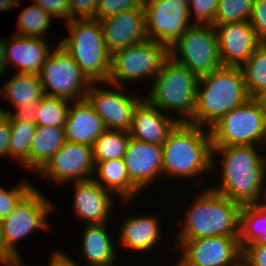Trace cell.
Returning a JSON list of instances; mask_svg holds the SVG:
<instances>
[{
	"label": "cell",
	"instance_id": "obj_24",
	"mask_svg": "<svg viewBox=\"0 0 266 266\" xmlns=\"http://www.w3.org/2000/svg\"><path fill=\"white\" fill-rule=\"evenodd\" d=\"M106 224H85L83 227L82 252L88 266H112L117 262V250Z\"/></svg>",
	"mask_w": 266,
	"mask_h": 266
},
{
	"label": "cell",
	"instance_id": "obj_52",
	"mask_svg": "<svg viewBox=\"0 0 266 266\" xmlns=\"http://www.w3.org/2000/svg\"><path fill=\"white\" fill-rule=\"evenodd\" d=\"M238 266H248L243 260L239 263Z\"/></svg>",
	"mask_w": 266,
	"mask_h": 266
},
{
	"label": "cell",
	"instance_id": "obj_29",
	"mask_svg": "<svg viewBox=\"0 0 266 266\" xmlns=\"http://www.w3.org/2000/svg\"><path fill=\"white\" fill-rule=\"evenodd\" d=\"M240 68L249 98L260 99L266 92V43H261Z\"/></svg>",
	"mask_w": 266,
	"mask_h": 266
},
{
	"label": "cell",
	"instance_id": "obj_28",
	"mask_svg": "<svg viewBox=\"0 0 266 266\" xmlns=\"http://www.w3.org/2000/svg\"><path fill=\"white\" fill-rule=\"evenodd\" d=\"M65 142L63 127L37 125L31 142V169L38 174Z\"/></svg>",
	"mask_w": 266,
	"mask_h": 266
},
{
	"label": "cell",
	"instance_id": "obj_25",
	"mask_svg": "<svg viewBox=\"0 0 266 266\" xmlns=\"http://www.w3.org/2000/svg\"><path fill=\"white\" fill-rule=\"evenodd\" d=\"M94 181L106 191L122 197L124 202L133 200L141 191L130 181L123 158L108 161H94ZM97 171V172H96ZM100 179V180H99Z\"/></svg>",
	"mask_w": 266,
	"mask_h": 266
},
{
	"label": "cell",
	"instance_id": "obj_22",
	"mask_svg": "<svg viewBox=\"0 0 266 266\" xmlns=\"http://www.w3.org/2000/svg\"><path fill=\"white\" fill-rule=\"evenodd\" d=\"M43 38L14 35L5 44L6 65L17 69L18 73L39 74L45 59L52 50Z\"/></svg>",
	"mask_w": 266,
	"mask_h": 266
},
{
	"label": "cell",
	"instance_id": "obj_45",
	"mask_svg": "<svg viewBox=\"0 0 266 266\" xmlns=\"http://www.w3.org/2000/svg\"><path fill=\"white\" fill-rule=\"evenodd\" d=\"M11 256H14V254L7 248V245L5 244L2 232V226L0 222V260L9 258Z\"/></svg>",
	"mask_w": 266,
	"mask_h": 266
},
{
	"label": "cell",
	"instance_id": "obj_2",
	"mask_svg": "<svg viewBox=\"0 0 266 266\" xmlns=\"http://www.w3.org/2000/svg\"><path fill=\"white\" fill-rule=\"evenodd\" d=\"M162 149V172L168 177L192 180L212 171V141L208 127L178 122Z\"/></svg>",
	"mask_w": 266,
	"mask_h": 266
},
{
	"label": "cell",
	"instance_id": "obj_49",
	"mask_svg": "<svg viewBox=\"0 0 266 266\" xmlns=\"http://www.w3.org/2000/svg\"><path fill=\"white\" fill-rule=\"evenodd\" d=\"M261 102L263 103L264 105V108L266 109V92L265 94L260 98Z\"/></svg>",
	"mask_w": 266,
	"mask_h": 266
},
{
	"label": "cell",
	"instance_id": "obj_33",
	"mask_svg": "<svg viewBox=\"0 0 266 266\" xmlns=\"http://www.w3.org/2000/svg\"><path fill=\"white\" fill-rule=\"evenodd\" d=\"M69 100L44 95L39 101L36 125L63 127L70 107Z\"/></svg>",
	"mask_w": 266,
	"mask_h": 266
},
{
	"label": "cell",
	"instance_id": "obj_9",
	"mask_svg": "<svg viewBox=\"0 0 266 266\" xmlns=\"http://www.w3.org/2000/svg\"><path fill=\"white\" fill-rule=\"evenodd\" d=\"M38 75L44 95L69 101L86 98L92 84L60 44H57L55 50L45 59Z\"/></svg>",
	"mask_w": 266,
	"mask_h": 266
},
{
	"label": "cell",
	"instance_id": "obj_46",
	"mask_svg": "<svg viewBox=\"0 0 266 266\" xmlns=\"http://www.w3.org/2000/svg\"><path fill=\"white\" fill-rule=\"evenodd\" d=\"M5 44L6 39H0V76L5 75L4 72L7 69L6 63H5V56H6V50H5Z\"/></svg>",
	"mask_w": 266,
	"mask_h": 266
},
{
	"label": "cell",
	"instance_id": "obj_47",
	"mask_svg": "<svg viewBox=\"0 0 266 266\" xmlns=\"http://www.w3.org/2000/svg\"><path fill=\"white\" fill-rule=\"evenodd\" d=\"M21 261L22 260L20 255H14L9 258L1 259L0 264H3L2 266H26Z\"/></svg>",
	"mask_w": 266,
	"mask_h": 266
},
{
	"label": "cell",
	"instance_id": "obj_11",
	"mask_svg": "<svg viewBox=\"0 0 266 266\" xmlns=\"http://www.w3.org/2000/svg\"><path fill=\"white\" fill-rule=\"evenodd\" d=\"M52 205L47 197L33 187L15 206L14 211L0 221L5 244L14 255H20L16 247L20 239L37 229L51 228L47 216L53 211Z\"/></svg>",
	"mask_w": 266,
	"mask_h": 266
},
{
	"label": "cell",
	"instance_id": "obj_43",
	"mask_svg": "<svg viewBox=\"0 0 266 266\" xmlns=\"http://www.w3.org/2000/svg\"><path fill=\"white\" fill-rule=\"evenodd\" d=\"M9 141H10V124L9 118L5 114L0 119V158L9 157Z\"/></svg>",
	"mask_w": 266,
	"mask_h": 266
},
{
	"label": "cell",
	"instance_id": "obj_3",
	"mask_svg": "<svg viewBox=\"0 0 266 266\" xmlns=\"http://www.w3.org/2000/svg\"><path fill=\"white\" fill-rule=\"evenodd\" d=\"M248 99L241 68L221 66L199 77L195 108L188 123L210 128Z\"/></svg>",
	"mask_w": 266,
	"mask_h": 266
},
{
	"label": "cell",
	"instance_id": "obj_4",
	"mask_svg": "<svg viewBox=\"0 0 266 266\" xmlns=\"http://www.w3.org/2000/svg\"><path fill=\"white\" fill-rule=\"evenodd\" d=\"M192 205L185 212L176 240L204 237H239V213L241 205L211 188L196 194ZM183 224V225H182Z\"/></svg>",
	"mask_w": 266,
	"mask_h": 266
},
{
	"label": "cell",
	"instance_id": "obj_14",
	"mask_svg": "<svg viewBox=\"0 0 266 266\" xmlns=\"http://www.w3.org/2000/svg\"><path fill=\"white\" fill-rule=\"evenodd\" d=\"M98 84V85H97ZM100 82H92L86 98L92 104L95 112L103 120L108 130H122L129 132L132 126L133 113L136 105L143 99L121 92L124 86L104 82L114 90L100 87ZM117 87V88H116ZM115 88L118 90H115ZM130 95V96H129Z\"/></svg>",
	"mask_w": 266,
	"mask_h": 266
},
{
	"label": "cell",
	"instance_id": "obj_12",
	"mask_svg": "<svg viewBox=\"0 0 266 266\" xmlns=\"http://www.w3.org/2000/svg\"><path fill=\"white\" fill-rule=\"evenodd\" d=\"M176 245L182 254L177 266H238L242 261L238 237L177 240Z\"/></svg>",
	"mask_w": 266,
	"mask_h": 266
},
{
	"label": "cell",
	"instance_id": "obj_15",
	"mask_svg": "<svg viewBox=\"0 0 266 266\" xmlns=\"http://www.w3.org/2000/svg\"><path fill=\"white\" fill-rule=\"evenodd\" d=\"M94 170L92 146L66 141L38 173L62 185L92 179Z\"/></svg>",
	"mask_w": 266,
	"mask_h": 266
},
{
	"label": "cell",
	"instance_id": "obj_18",
	"mask_svg": "<svg viewBox=\"0 0 266 266\" xmlns=\"http://www.w3.org/2000/svg\"><path fill=\"white\" fill-rule=\"evenodd\" d=\"M123 159L130 181L141 192L163 175L162 145L130 137Z\"/></svg>",
	"mask_w": 266,
	"mask_h": 266
},
{
	"label": "cell",
	"instance_id": "obj_16",
	"mask_svg": "<svg viewBox=\"0 0 266 266\" xmlns=\"http://www.w3.org/2000/svg\"><path fill=\"white\" fill-rule=\"evenodd\" d=\"M99 23L110 54L148 39L143 6L119 12Z\"/></svg>",
	"mask_w": 266,
	"mask_h": 266
},
{
	"label": "cell",
	"instance_id": "obj_21",
	"mask_svg": "<svg viewBox=\"0 0 266 266\" xmlns=\"http://www.w3.org/2000/svg\"><path fill=\"white\" fill-rule=\"evenodd\" d=\"M63 130L66 141L92 146L106 127L92 104L84 98L70 102Z\"/></svg>",
	"mask_w": 266,
	"mask_h": 266
},
{
	"label": "cell",
	"instance_id": "obj_39",
	"mask_svg": "<svg viewBox=\"0 0 266 266\" xmlns=\"http://www.w3.org/2000/svg\"><path fill=\"white\" fill-rule=\"evenodd\" d=\"M70 20L95 18L97 19L98 0H69Z\"/></svg>",
	"mask_w": 266,
	"mask_h": 266
},
{
	"label": "cell",
	"instance_id": "obj_7",
	"mask_svg": "<svg viewBox=\"0 0 266 266\" xmlns=\"http://www.w3.org/2000/svg\"><path fill=\"white\" fill-rule=\"evenodd\" d=\"M209 129L212 147L266 145V109L260 99L249 98Z\"/></svg>",
	"mask_w": 266,
	"mask_h": 266
},
{
	"label": "cell",
	"instance_id": "obj_6",
	"mask_svg": "<svg viewBox=\"0 0 266 266\" xmlns=\"http://www.w3.org/2000/svg\"><path fill=\"white\" fill-rule=\"evenodd\" d=\"M198 81L197 75L168 56L144 98L162 112H180L177 120L188 122L195 108Z\"/></svg>",
	"mask_w": 266,
	"mask_h": 266
},
{
	"label": "cell",
	"instance_id": "obj_31",
	"mask_svg": "<svg viewBox=\"0 0 266 266\" xmlns=\"http://www.w3.org/2000/svg\"><path fill=\"white\" fill-rule=\"evenodd\" d=\"M129 140L130 134L127 131L106 129L92 145L94 161L123 158Z\"/></svg>",
	"mask_w": 266,
	"mask_h": 266
},
{
	"label": "cell",
	"instance_id": "obj_8",
	"mask_svg": "<svg viewBox=\"0 0 266 266\" xmlns=\"http://www.w3.org/2000/svg\"><path fill=\"white\" fill-rule=\"evenodd\" d=\"M168 55L198 77L222 66L213 25H192L168 48Z\"/></svg>",
	"mask_w": 266,
	"mask_h": 266
},
{
	"label": "cell",
	"instance_id": "obj_20",
	"mask_svg": "<svg viewBox=\"0 0 266 266\" xmlns=\"http://www.w3.org/2000/svg\"><path fill=\"white\" fill-rule=\"evenodd\" d=\"M73 206L75 214L86 224L107 223L112 212L114 199L94 179L74 182Z\"/></svg>",
	"mask_w": 266,
	"mask_h": 266
},
{
	"label": "cell",
	"instance_id": "obj_26",
	"mask_svg": "<svg viewBox=\"0 0 266 266\" xmlns=\"http://www.w3.org/2000/svg\"><path fill=\"white\" fill-rule=\"evenodd\" d=\"M0 94L13 107H28L37 104L44 96L40 77L37 74L17 73L12 76Z\"/></svg>",
	"mask_w": 266,
	"mask_h": 266
},
{
	"label": "cell",
	"instance_id": "obj_30",
	"mask_svg": "<svg viewBox=\"0 0 266 266\" xmlns=\"http://www.w3.org/2000/svg\"><path fill=\"white\" fill-rule=\"evenodd\" d=\"M9 124V156L12 160H18L19 165L29 169L31 168V142L37 125L22 120H9Z\"/></svg>",
	"mask_w": 266,
	"mask_h": 266
},
{
	"label": "cell",
	"instance_id": "obj_40",
	"mask_svg": "<svg viewBox=\"0 0 266 266\" xmlns=\"http://www.w3.org/2000/svg\"><path fill=\"white\" fill-rule=\"evenodd\" d=\"M53 18H65L70 20L69 0H32Z\"/></svg>",
	"mask_w": 266,
	"mask_h": 266
},
{
	"label": "cell",
	"instance_id": "obj_44",
	"mask_svg": "<svg viewBox=\"0 0 266 266\" xmlns=\"http://www.w3.org/2000/svg\"><path fill=\"white\" fill-rule=\"evenodd\" d=\"M51 256L50 263H48L49 266H79L78 263L76 264V261L72 260L71 257H68L63 252H54Z\"/></svg>",
	"mask_w": 266,
	"mask_h": 266
},
{
	"label": "cell",
	"instance_id": "obj_38",
	"mask_svg": "<svg viewBox=\"0 0 266 266\" xmlns=\"http://www.w3.org/2000/svg\"><path fill=\"white\" fill-rule=\"evenodd\" d=\"M260 43H266V0H254L249 20Z\"/></svg>",
	"mask_w": 266,
	"mask_h": 266
},
{
	"label": "cell",
	"instance_id": "obj_35",
	"mask_svg": "<svg viewBox=\"0 0 266 266\" xmlns=\"http://www.w3.org/2000/svg\"><path fill=\"white\" fill-rule=\"evenodd\" d=\"M33 187L26 180L9 190L0 185V221L14 211L15 206Z\"/></svg>",
	"mask_w": 266,
	"mask_h": 266
},
{
	"label": "cell",
	"instance_id": "obj_10",
	"mask_svg": "<svg viewBox=\"0 0 266 266\" xmlns=\"http://www.w3.org/2000/svg\"><path fill=\"white\" fill-rule=\"evenodd\" d=\"M168 56V48L151 39L118 50L111 54V69L107 82L123 86L126 81H141L146 80V77L155 79Z\"/></svg>",
	"mask_w": 266,
	"mask_h": 266
},
{
	"label": "cell",
	"instance_id": "obj_42",
	"mask_svg": "<svg viewBox=\"0 0 266 266\" xmlns=\"http://www.w3.org/2000/svg\"><path fill=\"white\" fill-rule=\"evenodd\" d=\"M14 108L17 109H15V113L11 112V110H3L4 113L8 116L9 120H22L36 124V115L39 109V102L28 107L15 106Z\"/></svg>",
	"mask_w": 266,
	"mask_h": 266
},
{
	"label": "cell",
	"instance_id": "obj_13",
	"mask_svg": "<svg viewBox=\"0 0 266 266\" xmlns=\"http://www.w3.org/2000/svg\"><path fill=\"white\" fill-rule=\"evenodd\" d=\"M148 39L167 48L190 27L189 11L178 0H143Z\"/></svg>",
	"mask_w": 266,
	"mask_h": 266
},
{
	"label": "cell",
	"instance_id": "obj_27",
	"mask_svg": "<svg viewBox=\"0 0 266 266\" xmlns=\"http://www.w3.org/2000/svg\"><path fill=\"white\" fill-rule=\"evenodd\" d=\"M239 244L266 245V205L255 203L241 205L239 213Z\"/></svg>",
	"mask_w": 266,
	"mask_h": 266
},
{
	"label": "cell",
	"instance_id": "obj_1",
	"mask_svg": "<svg viewBox=\"0 0 266 266\" xmlns=\"http://www.w3.org/2000/svg\"><path fill=\"white\" fill-rule=\"evenodd\" d=\"M257 147H212V170L216 169V156H223L220 160L221 182L209 187L240 205L262 203L266 189V156L261 155Z\"/></svg>",
	"mask_w": 266,
	"mask_h": 266
},
{
	"label": "cell",
	"instance_id": "obj_23",
	"mask_svg": "<svg viewBox=\"0 0 266 266\" xmlns=\"http://www.w3.org/2000/svg\"><path fill=\"white\" fill-rule=\"evenodd\" d=\"M155 215H136L127 217L121 224L118 240L121 246L132 251H149L161 241L163 231L160 229V219ZM161 232V233H160Z\"/></svg>",
	"mask_w": 266,
	"mask_h": 266
},
{
	"label": "cell",
	"instance_id": "obj_19",
	"mask_svg": "<svg viewBox=\"0 0 266 266\" xmlns=\"http://www.w3.org/2000/svg\"><path fill=\"white\" fill-rule=\"evenodd\" d=\"M168 114H164L143 98L135 107L129 131L130 137L138 141L162 145L169 132L179 122L176 116Z\"/></svg>",
	"mask_w": 266,
	"mask_h": 266
},
{
	"label": "cell",
	"instance_id": "obj_48",
	"mask_svg": "<svg viewBox=\"0 0 266 266\" xmlns=\"http://www.w3.org/2000/svg\"><path fill=\"white\" fill-rule=\"evenodd\" d=\"M21 3V0H0V11L14 9L15 7L20 6Z\"/></svg>",
	"mask_w": 266,
	"mask_h": 266
},
{
	"label": "cell",
	"instance_id": "obj_41",
	"mask_svg": "<svg viewBox=\"0 0 266 266\" xmlns=\"http://www.w3.org/2000/svg\"><path fill=\"white\" fill-rule=\"evenodd\" d=\"M242 260L248 266H266V245H246L242 249Z\"/></svg>",
	"mask_w": 266,
	"mask_h": 266
},
{
	"label": "cell",
	"instance_id": "obj_32",
	"mask_svg": "<svg viewBox=\"0 0 266 266\" xmlns=\"http://www.w3.org/2000/svg\"><path fill=\"white\" fill-rule=\"evenodd\" d=\"M19 13L20 16L17 23L19 32L17 31L15 35L45 39V33L51 27L52 16L35 2Z\"/></svg>",
	"mask_w": 266,
	"mask_h": 266
},
{
	"label": "cell",
	"instance_id": "obj_50",
	"mask_svg": "<svg viewBox=\"0 0 266 266\" xmlns=\"http://www.w3.org/2000/svg\"><path fill=\"white\" fill-rule=\"evenodd\" d=\"M178 1H180L183 5H186L187 7H189L191 0H178Z\"/></svg>",
	"mask_w": 266,
	"mask_h": 266
},
{
	"label": "cell",
	"instance_id": "obj_5",
	"mask_svg": "<svg viewBox=\"0 0 266 266\" xmlns=\"http://www.w3.org/2000/svg\"><path fill=\"white\" fill-rule=\"evenodd\" d=\"M70 35L59 44L71 55L91 82L108 81L111 54L107 50L98 19H71L67 24Z\"/></svg>",
	"mask_w": 266,
	"mask_h": 266
},
{
	"label": "cell",
	"instance_id": "obj_17",
	"mask_svg": "<svg viewBox=\"0 0 266 266\" xmlns=\"http://www.w3.org/2000/svg\"><path fill=\"white\" fill-rule=\"evenodd\" d=\"M222 66L241 67L261 44L249 21L214 26Z\"/></svg>",
	"mask_w": 266,
	"mask_h": 266
},
{
	"label": "cell",
	"instance_id": "obj_51",
	"mask_svg": "<svg viewBox=\"0 0 266 266\" xmlns=\"http://www.w3.org/2000/svg\"><path fill=\"white\" fill-rule=\"evenodd\" d=\"M3 110H4V109H2L1 106H0V119L5 115V113H4Z\"/></svg>",
	"mask_w": 266,
	"mask_h": 266
},
{
	"label": "cell",
	"instance_id": "obj_53",
	"mask_svg": "<svg viewBox=\"0 0 266 266\" xmlns=\"http://www.w3.org/2000/svg\"><path fill=\"white\" fill-rule=\"evenodd\" d=\"M264 199L266 201V190H265V194H264ZM263 203L266 205V202H264V200H263Z\"/></svg>",
	"mask_w": 266,
	"mask_h": 266
},
{
	"label": "cell",
	"instance_id": "obj_37",
	"mask_svg": "<svg viewBox=\"0 0 266 266\" xmlns=\"http://www.w3.org/2000/svg\"><path fill=\"white\" fill-rule=\"evenodd\" d=\"M143 6V0H98L97 19L102 20L119 12Z\"/></svg>",
	"mask_w": 266,
	"mask_h": 266
},
{
	"label": "cell",
	"instance_id": "obj_36",
	"mask_svg": "<svg viewBox=\"0 0 266 266\" xmlns=\"http://www.w3.org/2000/svg\"><path fill=\"white\" fill-rule=\"evenodd\" d=\"M219 0H191L188 11L189 19L192 15L196 21L192 25H213ZM193 12V13H192Z\"/></svg>",
	"mask_w": 266,
	"mask_h": 266
},
{
	"label": "cell",
	"instance_id": "obj_34",
	"mask_svg": "<svg viewBox=\"0 0 266 266\" xmlns=\"http://www.w3.org/2000/svg\"><path fill=\"white\" fill-rule=\"evenodd\" d=\"M254 0H219L213 26L249 21Z\"/></svg>",
	"mask_w": 266,
	"mask_h": 266
}]
</instances>
